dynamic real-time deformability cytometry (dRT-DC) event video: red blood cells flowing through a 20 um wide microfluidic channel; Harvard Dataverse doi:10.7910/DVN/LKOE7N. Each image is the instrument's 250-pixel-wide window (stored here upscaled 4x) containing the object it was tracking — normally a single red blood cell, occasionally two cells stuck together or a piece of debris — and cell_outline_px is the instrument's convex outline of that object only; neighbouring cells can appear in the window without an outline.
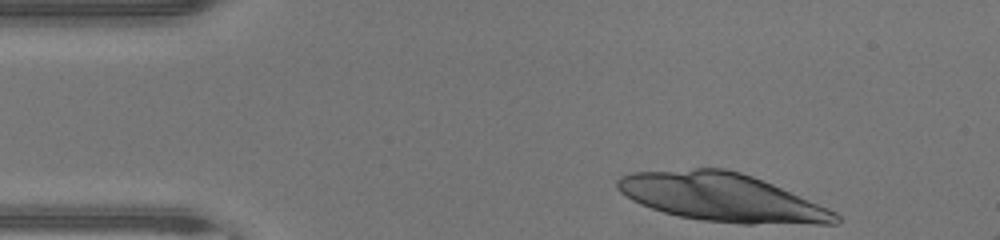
{"species": "human", "species_latin": "Homo sapiens", "temperature_condition": "warm", "stored_images_in_passage": 17, "camera_frame_rate_fps": 3000, "um_per_image_px": 0.085, "donor": {"sex": "male"}, "frame": {"image": 1, "passage_image": 1, "time_ms": 0.0, "image_size_px": [1000, 240], "cell_outline_px": [[840, 220], [836, 224], [740, 224], [700, 220], [680, 216], [664, 212], [640, 204], [632, 200], [620, 192], [616, 188], [616, 180], [620, 176], [632, 172], [696, 168], [724, 168], [740, 172], [752, 176], [772, 184], [828, 208], [836, 212], [840, 216]], "centroid_in_image_um": [61.34, 16.78], "position_along_channel_um": 23.7, "area_um2": 61.21}}